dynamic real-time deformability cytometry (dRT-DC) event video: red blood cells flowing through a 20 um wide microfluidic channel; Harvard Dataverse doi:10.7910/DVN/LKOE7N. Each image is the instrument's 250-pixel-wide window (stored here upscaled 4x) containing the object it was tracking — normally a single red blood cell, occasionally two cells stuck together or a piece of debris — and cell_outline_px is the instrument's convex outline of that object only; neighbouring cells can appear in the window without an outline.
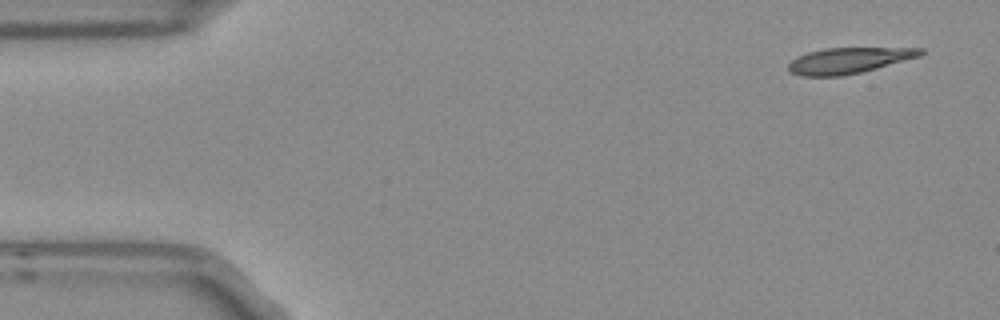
{"species": "Egyptian fruit bat (a non-hibernating species)", "species_latin": "Rousettus aegyptiacus", "temperature_condition": "room temperature", "stored_images_in_passage": 5, "segment_of_instrument_passage": [1, 2], "camera_frame_rate_fps": 3000, "um_per_image_px": 0.085, "frame": {"image": 1, "passage_image": 1, "time_ms": 0.0, "image_size_px": [1000, 320], "cell_outline_px": [[924, 52], [920, 56], [876, 68], [860, 72], [840, 76], [800, 76], [788, 72], [788, 64], [796, 56], [808, 52], [824, 48], [924, 48]], "centroid_in_image_um": [72.09, 5.14], "position_along_channel_um": 12.9, "area_um2": 19.83}}
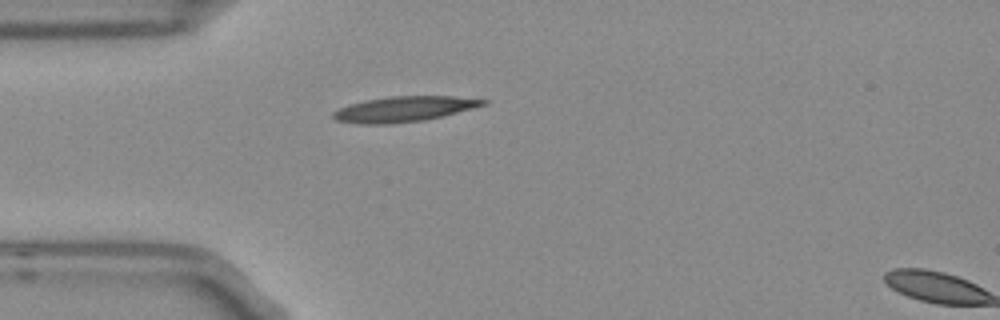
{"frame": {"image": 2, "passage_image": 4, "time_ms": 1.0, "image_size_px": [1000, 320], "cell_outline_px": [[488, 104], [424, 120], [388, 124], [356, 124], [336, 120], [332, 116], [332, 112], [348, 104], [364, 100], [392, 96], [452, 96], [488, 100]], "centroid_in_image_um": [34.29, 9.27], "position_along_channel_um": 50.7, "area_um2": 22.02}}